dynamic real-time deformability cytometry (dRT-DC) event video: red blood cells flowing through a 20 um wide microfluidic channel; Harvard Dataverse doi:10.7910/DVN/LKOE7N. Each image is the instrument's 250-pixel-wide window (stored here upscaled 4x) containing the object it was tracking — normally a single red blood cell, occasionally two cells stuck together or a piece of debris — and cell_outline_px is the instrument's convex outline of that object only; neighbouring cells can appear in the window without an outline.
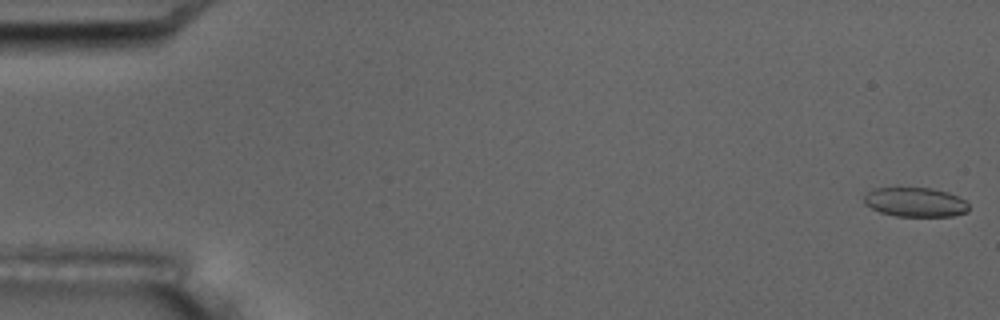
{"species": "common noctule bat (a hibernating species)", "species_latin": "Nyctalus noctula", "temperature_condition": "room temperature", "stored_images_in_passage": 8, "camera_frame_rate_fps": 3000, "um_per_image_px": 0.085, "animal": {"sex": "male", "body_mass_g": 17.5, "forearm_length_mm": 52.3}, "frame": {"image": 1, "passage_image": 1, "time_ms": 0.0, "image_size_px": [1000, 320], "cell_outline_px": [[968, 212], [952, 216], [896, 216], [880, 212], [864, 204], [864, 196], [872, 188], [932, 188], [948, 192], [964, 200], [968, 204]], "centroid_in_image_um": [77.79, 17.18], "position_along_channel_um": 7.2, "area_um2": 17.86}}
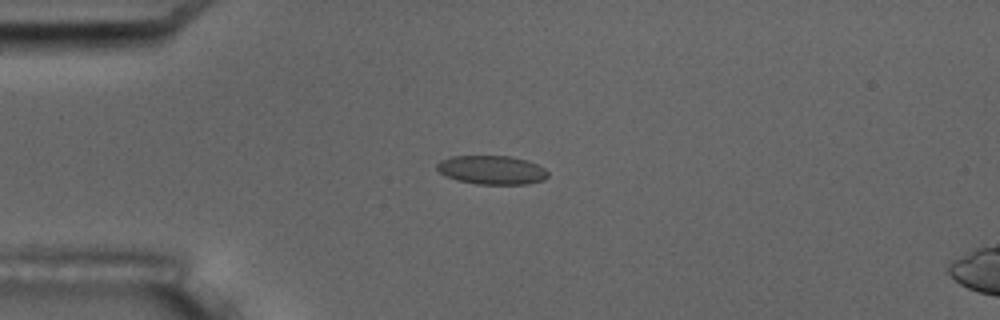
{"frame": {"image": 2, "passage_image": 5, "time_ms": 4.667, "image_size_px": [1000, 320], "cell_outline_px": [[548, 176], [544, 180], [528, 184], [476, 184], [456, 180], [444, 176], [436, 168], [436, 164], [440, 160], [452, 156], [508, 156], [528, 160], [544, 168], [548, 172]], "centroid_in_image_um": [41.79, 14.45], "position_along_channel_um": 43.2, "area_um2": 18.79}}